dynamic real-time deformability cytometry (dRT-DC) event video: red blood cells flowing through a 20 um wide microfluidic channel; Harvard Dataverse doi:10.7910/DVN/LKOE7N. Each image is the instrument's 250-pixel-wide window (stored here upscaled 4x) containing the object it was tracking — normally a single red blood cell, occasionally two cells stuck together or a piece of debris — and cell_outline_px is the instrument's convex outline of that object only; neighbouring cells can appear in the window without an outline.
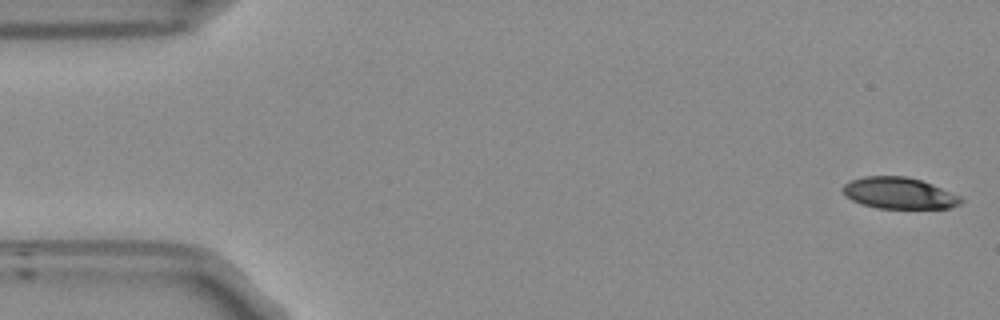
{"species": "Egyptian fruit bat (a non-hibernating species)", "species_latin": "Rousettus aegyptiacus", "temperature_condition": "room temperature", "stored_images_in_passage": 54, "camera_frame_rate_fps": 3000, "um_per_image_px": 0.085, "frame": {"image": 1, "passage_image": 1, "time_ms": 0.0, "image_size_px": [1000, 320], "cell_outline_px": [[964, 200], [960, 204], [952, 208], [876, 208], [860, 204], [852, 200], [840, 188], [844, 184], [852, 180], [864, 176], [904, 176], [920, 180], [932, 184], [960, 196]], "centroid_in_image_um": [76.42, 16.42], "position_along_channel_um": 8.6, "area_um2": 21.56}}
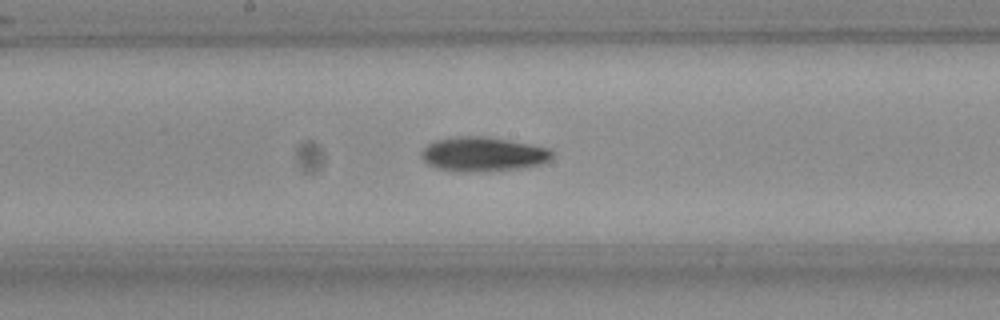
{"frame": {"image": 2, "passage_image": 27, "time_ms": 8.667, "image_size_px": [1000, 320], "cell_outline_px": [[552, 156], [548, 160], [540, 164], [516, 168], [456, 172], [436, 168], [428, 164], [420, 156], [424, 148], [428, 144], [436, 140], [460, 136], [488, 136], [548, 148], [552, 152]], "centroid_in_image_um": [41.0, 13.09], "position_along_channel_um": 207.2, "area_um2": 25.66}}
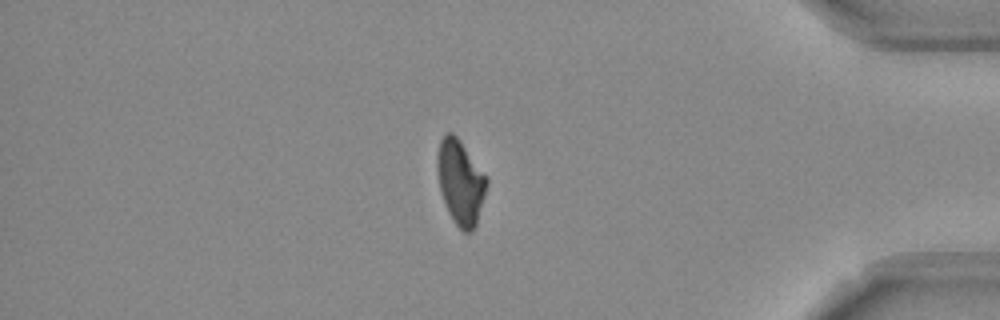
{"frame": {"image": 3, "passage_image": 45, "time_ms": 14.667, "image_size_px": [1000, 320], "cell_outline_px": [[488, 184], [476, 224], [472, 232], [464, 232], [452, 220], [448, 212], [440, 192], [440, 140], [448, 132], [452, 132], [460, 140], [488, 176]], "centroid_in_image_um": [39.21, 15.53], "position_along_channel_um": 396.0, "area_um2": 23.7}, "authors_computed_cell_mechanics": {"area_um2": 24.0448, "velocity_mm_per_s": 3.7565, "shape_relaxation_time_tau1_ms": 6.1002, "shape_relaxation_time_tau2_ms": 6.3928, "deformation_change_tau1": 0.1758, "deformation_change_tau2": 0.1349}}